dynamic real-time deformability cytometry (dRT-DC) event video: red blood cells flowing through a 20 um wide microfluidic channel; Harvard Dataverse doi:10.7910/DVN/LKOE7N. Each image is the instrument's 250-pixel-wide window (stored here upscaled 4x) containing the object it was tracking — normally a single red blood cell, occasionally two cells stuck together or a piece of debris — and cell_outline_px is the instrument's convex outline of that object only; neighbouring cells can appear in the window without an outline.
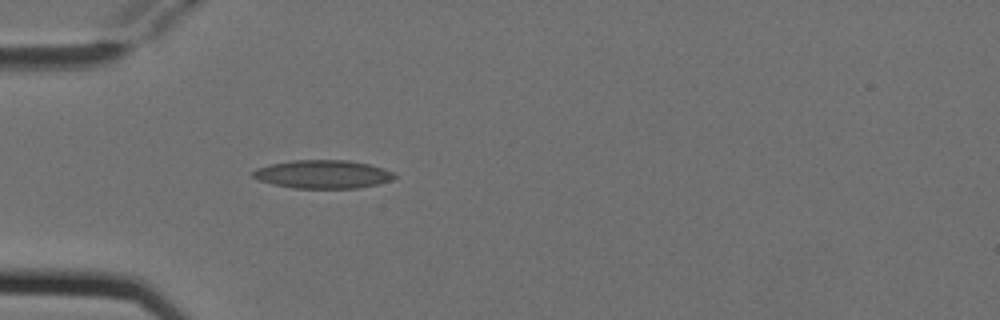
{"species": "Egyptian fruit bat (a non-hibernating species)", "species_latin": "Rousettus aegyptiacus", "temperature_condition": "cold", "stored_images_in_passage": 5, "camera_frame_rate_fps": 3000, "um_per_image_px": 0.085, "animal": {"sex": "female"}, "frame": {"image": 1, "passage_image": 5, "time_ms": 1.333, "image_size_px": [1000, 320], "cell_outline_px": [[396, 176], [392, 180], [360, 188], [292, 188], [272, 184], [260, 180], [252, 176], [252, 172], [256, 168], [272, 164], [292, 160], [348, 160], [368, 164], [384, 168], [392, 172]], "centroid_in_image_um": [27.44, 14.81], "position_along_channel_um": 57.6, "area_um2": 23.29}}